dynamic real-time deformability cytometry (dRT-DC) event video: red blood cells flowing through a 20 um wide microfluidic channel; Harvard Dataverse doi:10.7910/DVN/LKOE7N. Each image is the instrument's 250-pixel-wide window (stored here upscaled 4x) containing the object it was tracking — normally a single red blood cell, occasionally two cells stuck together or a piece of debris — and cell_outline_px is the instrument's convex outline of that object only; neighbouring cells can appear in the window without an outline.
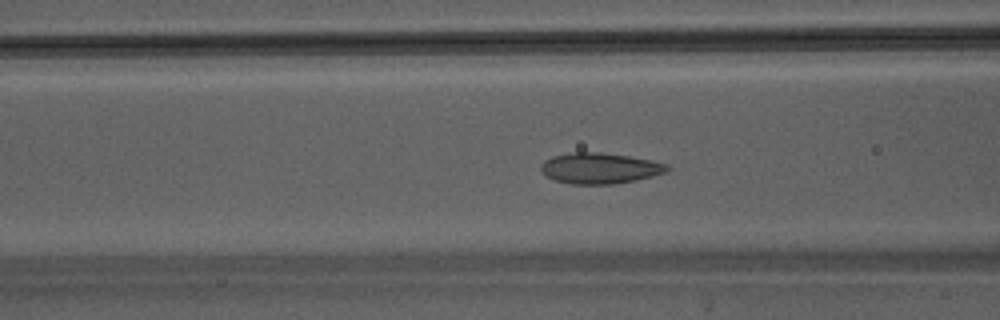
{"species": "Egyptian fruit bat (a non-hibernating species)", "species_latin": "Rousettus aegyptiacus", "temperature_condition": "warm", "stored_images_in_passage": 46, "camera_frame_rate_fps": 3000, "um_per_image_px": 0.085, "animal": {"sex": "male"}, "frame": {"image": 1, "passage_image": 18, "time_ms": 5.667, "image_size_px": [1000, 320], "cell_outline_px": [[668, 168], [664, 172], [652, 176], [636, 180], [612, 184], [572, 184], [556, 180], [540, 172], [540, 164], [544, 160], [552, 156], [576, 152], [600, 152], [628, 156], [652, 160], [668, 164]], "centroid_in_image_um": [50.95, 14.29], "position_along_channel_um": 115.6, "area_um2": 22.54}}
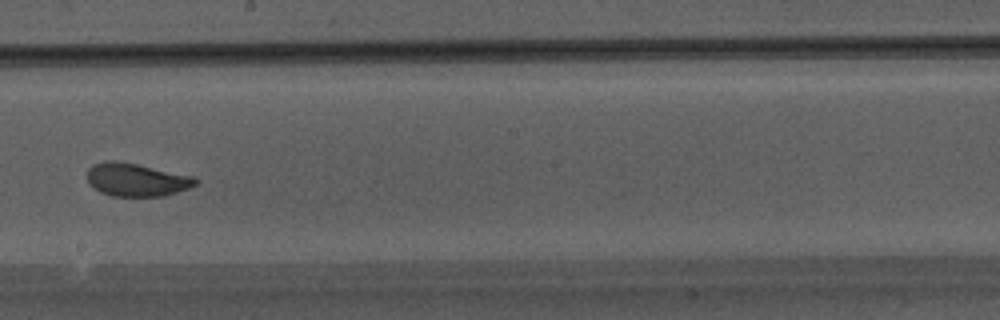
{"frame": {"image": 2, "passage_image": 26, "time_ms": 8.333, "image_size_px": [1000, 320], "cell_outline_px": [[200, 180], [196, 184], [188, 188], [164, 196], [112, 196], [100, 192], [88, 184], [88, 168], [92, 164], [104, 160], [116, 160], [136, 164], [192, 176]], "centroid_in_image_um": [11.55, 15.27], "position_along_channel_um": 236.6, "area_um2": 20.87}}
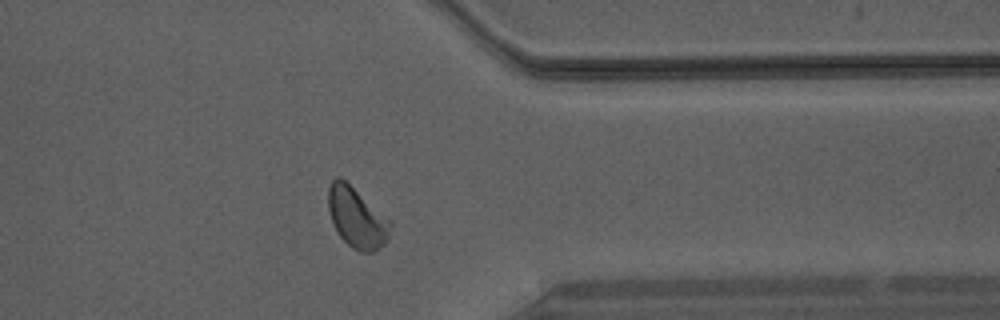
{"frame": {"image": 3, "passage_image": 36, "time_ms": 11.667, "image_size_px": [1000, 320], "cell_outline_px": [[392, 224], [388, 236], [384, 244], [372, 252], [360, 252], [352, 248], [340, 236], [332, 220], [328, 208], [328, 188], [332, 180], [336, 176], [340, 176], [392, 220]], "centroid_in_image_um": [30.34, 18.48], "position_along_channel_um": 381.1, "area_um2": 21.79}}